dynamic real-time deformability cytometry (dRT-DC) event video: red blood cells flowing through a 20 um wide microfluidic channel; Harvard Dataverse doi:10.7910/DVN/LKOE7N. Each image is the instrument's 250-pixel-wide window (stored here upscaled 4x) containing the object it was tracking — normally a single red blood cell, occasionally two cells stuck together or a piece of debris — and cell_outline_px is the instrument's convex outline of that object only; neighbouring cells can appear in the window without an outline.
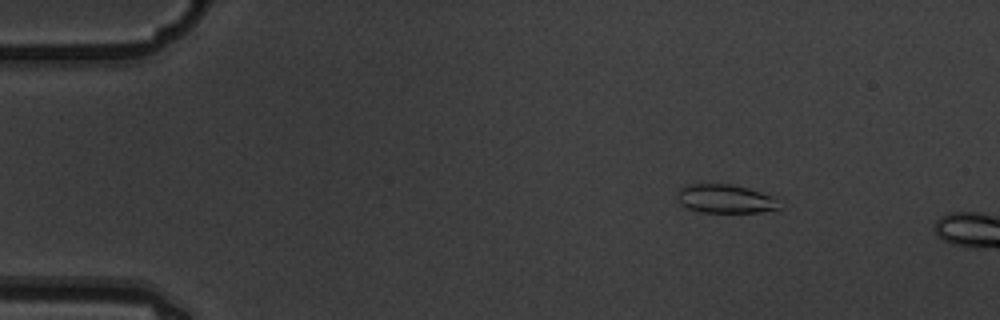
{"species": "common noctule bat (a hibernating species)", "species_latin": "Nyctalus noctula", "temperature_condition": "warm", "stored_images_in_passage": 2, "camera_frame_rate_fps": 3000, "um_per_image_px": 0.085, "animal": {"sex": "male", "body_mass_g": 19.5, "forearm_length_mm": 54.6}, "frame": {"image": 1, "passage_image": 1, "time_ms": 0.0, "image_size_px": [1000, 320], "cell_outline_px": [[780, 208], [760, 212], [700, 212], [688, 208], [680, 204], [676, 196], [676, 192], [684, 184], [732, 184], [748, 188], [772, 196]], "centroid_in_image_um": [61.56, 16.89], "position_along_channel_um": 23.4, "area_um2": 16.99}}